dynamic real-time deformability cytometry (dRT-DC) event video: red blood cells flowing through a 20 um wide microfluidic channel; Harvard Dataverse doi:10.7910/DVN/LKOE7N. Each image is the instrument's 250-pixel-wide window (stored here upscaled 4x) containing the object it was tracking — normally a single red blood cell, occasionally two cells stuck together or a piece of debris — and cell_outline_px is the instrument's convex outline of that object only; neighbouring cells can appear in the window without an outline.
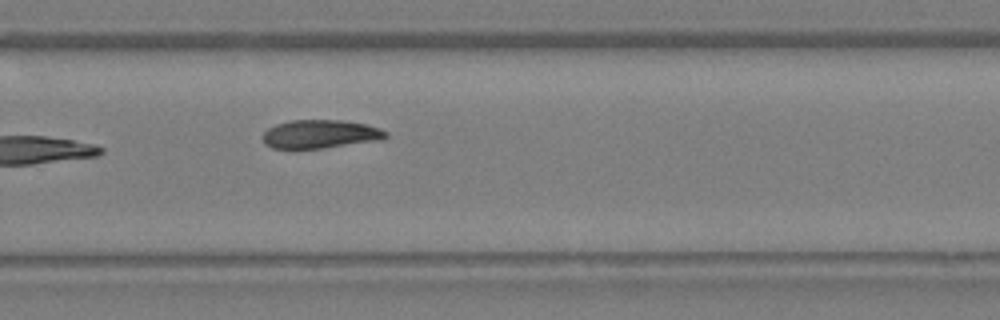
{"species": "Egyptian fruit bat (a non-hibernating species)", "species_latin": "Rousettus aegyptiacus", "temperature_condition": "warm", "stored_images_in_passage": 19, "camera_frame_rate_fps": 3000, "um_per_image_px": 0.085, "animal": {"sex": "female"}, "frame": {"image": 1, "passage_image": 19, "time_ms": 6.0, "image_size_px": [1000, 320], "cell_outline_px": [[388, 136], [380, 140], [324, 148], [292, 152], [272, 148], [264, 144], [264, 132], [268, 128], [276, 124], [292, 120], [340, 120], [364, 124], [380, 128], [388, 132]], "centroid_in_image_um": [27.16, 11.44], "position_along_channel_um": 302.6, "area_um2": 21.04}}